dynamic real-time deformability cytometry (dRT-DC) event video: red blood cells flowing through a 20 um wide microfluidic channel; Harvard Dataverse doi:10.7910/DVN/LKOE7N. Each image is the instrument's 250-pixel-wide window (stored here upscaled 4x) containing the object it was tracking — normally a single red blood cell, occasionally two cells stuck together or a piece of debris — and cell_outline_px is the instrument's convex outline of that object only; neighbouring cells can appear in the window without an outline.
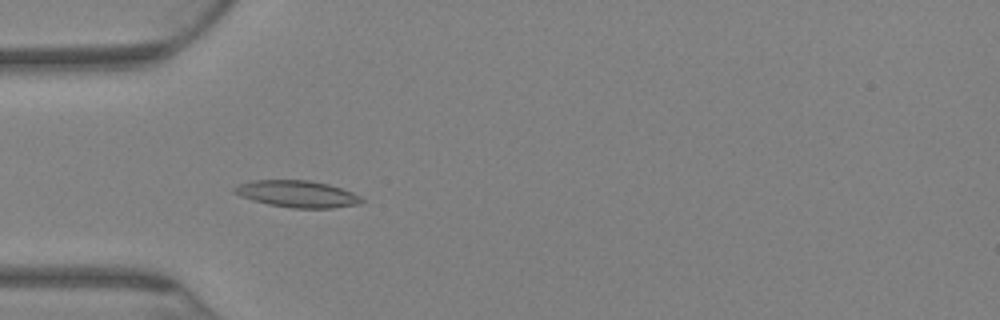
{"species": "Egyptian fruit bat (a non-hibernating species)", "species_latin": "Rousettus aegyptiacus", "temperature_condition": "warm", "stored_images_in_passage": 75, "camera_frame_rate_fps": 3000, "um_per_image_px": 0.085, "animal": {"sex": "female"}, "frame": {"image": 1, "passage_image": 23, "time_ms": 7.333, "image_size_px": [1000, 320], "cell_outline_px": [[368, 200], [360, 204], [332, 208], [292, 208], [268, 204], [252, 200], [240, 196], [232, 192], [232, 188], [240, 184], [252, 180], [308, 180], [328, 184], [352, 192]], "centroid_in_image_um": [25.28, 16.49], "position_along_channel_um": 59.7, "area_um2": 20.0}}
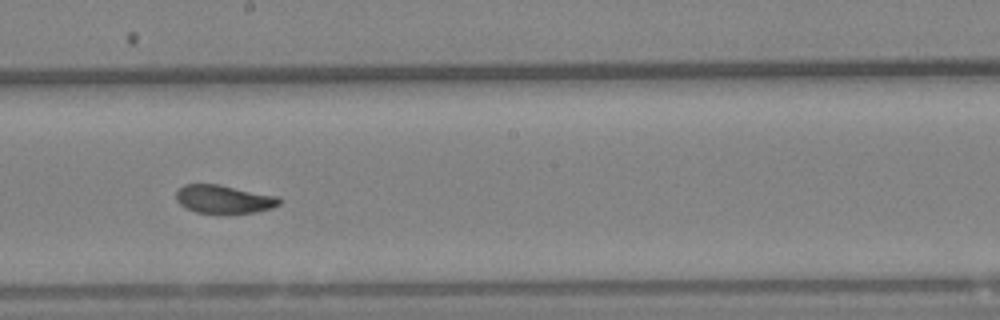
{"frame": {"image": 2, "passage_image": 42, "time_ms": 13.667, "image_size_px": [1000, 320], "cell_outline_px": [[280, 204], [272, 208], [256, 212], [196, 212], [180, 204], [176, 200], [176, 192], [184, 184], [220, 184], [280, 196]], "centroid_in_image_um": [19.06, 16.9], "position_along_channel_um": 229.1, "area_um2": 16.88}}
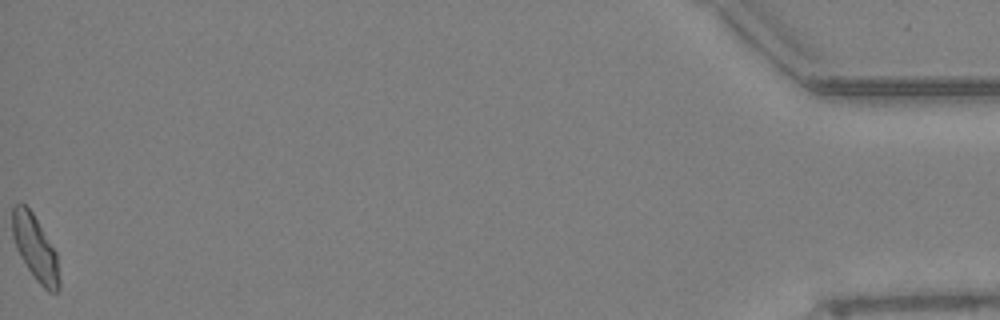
{"frame": {"image": 3, "passage_image": 75, "time_ms": 24.667, "image_size_px": [1000, 320], "cell_outline_px": [[60, 292], [48, 292], [36, 280], [20, 256], [16, 248], [12, 236], [12, 204], [24, 204], [32, 212], [56, 252], [60, 280]], "centroid_in_image_um": [2.99, 21.1], "position_along_channel_um": 432.2, "area_um2": 17.74}, "authors_computed_cell_mechanics": {"area_um2": 18.0336, "velocity_mm_per_s": 2.7447, "shape_relaxation_time_tau1_ms": 4.4437, "shape_relaxation_time_tau2_ms": 3.0918, "deformation_change_tau1": 0.1399, "deformation_change_tau2": 0.0784}}